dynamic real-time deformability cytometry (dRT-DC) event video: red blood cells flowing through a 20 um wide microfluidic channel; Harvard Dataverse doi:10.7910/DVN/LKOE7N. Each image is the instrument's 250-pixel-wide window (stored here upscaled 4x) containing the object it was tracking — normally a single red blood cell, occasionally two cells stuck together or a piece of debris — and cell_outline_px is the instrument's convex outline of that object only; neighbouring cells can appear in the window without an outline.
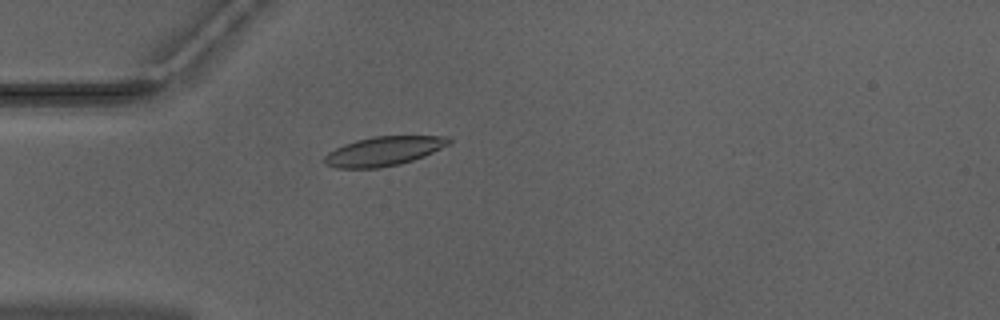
{"species": "Egyptian fruit bat (a non-hibernating species)", "species_latin": "Rousettus aegyptiacus", "temperature_condition": "warm", "stored_images_in_passage": 38, "camera_frame_rate_fps": 3000, "um_per_image_px": 0.085, "animal": {"sex": "male"}, "frame": {"image": 1, "passage_image": 1, "time_ms": 0.0, "image_size_px": [1000, 320], "cell_outline_px": [[452, 144], [424, 156], [400, 164], [380, 168], [336, 168], [324, 164], [324, 156], [328, 152], [344, 144], [356, 140], [372, 136], [448, 136], [452, 140]], "centroid_in_image_um": [32.64, 12.84], "position_along_channel_um": 52.4, "area_um2": 21.39}}
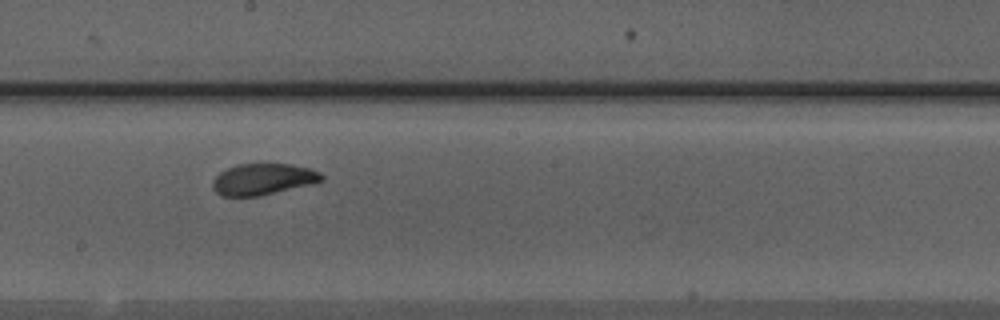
{"frame": {"image": 2, "passage_image": 15, "time_ms": 4.667, "image_size_px": [1000, 320], "cell_outline_px": [[324, 180], [312, 184], [260, 196], [220, 196], [212, 188], [212, 180], [220, 172], [236, 164], [292, 164], [308, 168], [320, 172], [324, 176]], "centroid_in_image_um": [22.35, 15.24], "position_along_channel_um": 225.8, "area_um2": 20.0}}
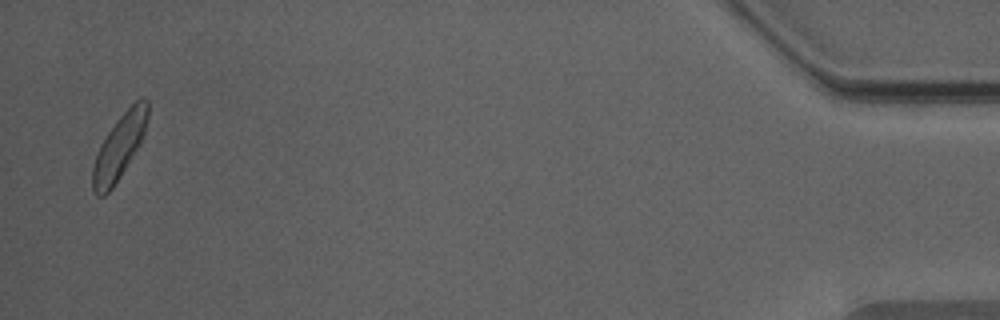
{"frame": {"image": 3, "passage_image": 37, "time_ms": 12.0, "image_size_px": [1000, 320], "cell_outline_px": [[148, 116], [144, 132], [140, 144], [120, 176], [112, 188], [104, 196], [96, 196], [92, 188], [92, 168], [100, 144], [108, 132], [120, 116], [136, 100], [148, 100]], "centroid_in_image_um": [10.12, 12.52], "position_along_channel_um": 425.1, "area_um2": 20.29}, "authors_computed_cell_mechanics": {"area_um2": 20.2878, "velocity_mm_per_s": 3.9368, "shape_relaxation_time_tau1_ms": 2.2885, "shape_relaxation_time_tau2_ms": 1.2859, "deformation_change_tau1": 0.0946, "deformation_change_tau2": 0.0494}}